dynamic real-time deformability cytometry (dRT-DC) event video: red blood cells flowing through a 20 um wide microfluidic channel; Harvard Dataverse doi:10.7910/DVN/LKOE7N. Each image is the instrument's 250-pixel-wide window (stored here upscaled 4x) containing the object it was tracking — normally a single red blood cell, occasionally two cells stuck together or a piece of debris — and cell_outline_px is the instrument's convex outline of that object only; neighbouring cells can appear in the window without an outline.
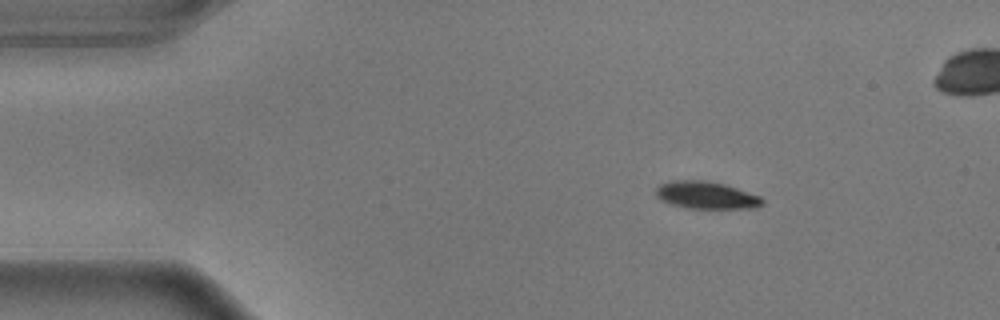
{"species": "common noctule bat (a hibernating species)", "species_latin": "Nyctalus noctula", "temperature_condition": "warm", "stored_images_in_passage": 12, "camera_frame_rate_fps": 3000, "um_per_image_px": 0.085, "animal": {"sex": "male", "body_mass_g": 17.9}, "frame": {"image": 1, "passage_image": 7, "time_ms": 2.0, "image_size_px": [1000, 320], "cell_outline_px": [[764, 204], [756, 208], [688, 208], [672, 204], [660, 200], [656, 196], [656, 188], [660, 184], [672, 180], [708, 180], [724, 184], [760, 196], [764, 200]], "centroid_in_image_um": [60.03, 16.58], "position_along_channel_um": 25.0, "area_um2": 16.99}}